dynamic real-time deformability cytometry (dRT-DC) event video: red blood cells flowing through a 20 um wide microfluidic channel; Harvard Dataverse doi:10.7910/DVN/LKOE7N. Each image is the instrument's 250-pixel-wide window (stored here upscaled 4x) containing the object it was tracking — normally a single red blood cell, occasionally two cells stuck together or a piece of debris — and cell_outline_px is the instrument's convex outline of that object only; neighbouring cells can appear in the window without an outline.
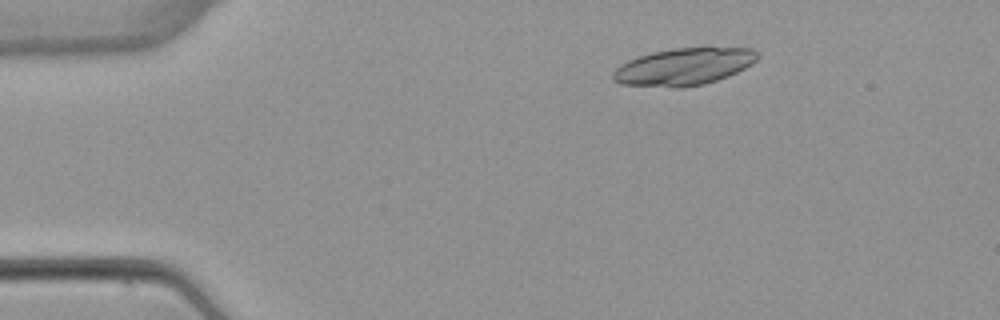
{"species": "common noctule bat (a hibernating species)", "species_latin": "Nyctalus noctula", "temperature_condition": "warm", "stored_images_in_passage": 4, "camera_frame_rate_fps": 3000, "um_per_image_px": 0.085, "animal": {"sex": "female", "body_mass_g": 22.7, "forearm_length_mm": 54.2}, "frame": {"image": 1, "passage_image": 3, "time_ms": 2.333, "image_size_px": [1000, 320], "cell_outline_px": [[760, 56], [752, 64], [728, 76], [704, 84], [684, 88], [672, 88], [620, 84], [612, 80], [612, 72], [620, 64], [628, 60], [652, 52], [676, 48], [708, 44], [752, 48]], "centroid_in_image_um": [58.17, 5.62], "position_along_channel_um": 26.8, "area_um2": 32.43}}